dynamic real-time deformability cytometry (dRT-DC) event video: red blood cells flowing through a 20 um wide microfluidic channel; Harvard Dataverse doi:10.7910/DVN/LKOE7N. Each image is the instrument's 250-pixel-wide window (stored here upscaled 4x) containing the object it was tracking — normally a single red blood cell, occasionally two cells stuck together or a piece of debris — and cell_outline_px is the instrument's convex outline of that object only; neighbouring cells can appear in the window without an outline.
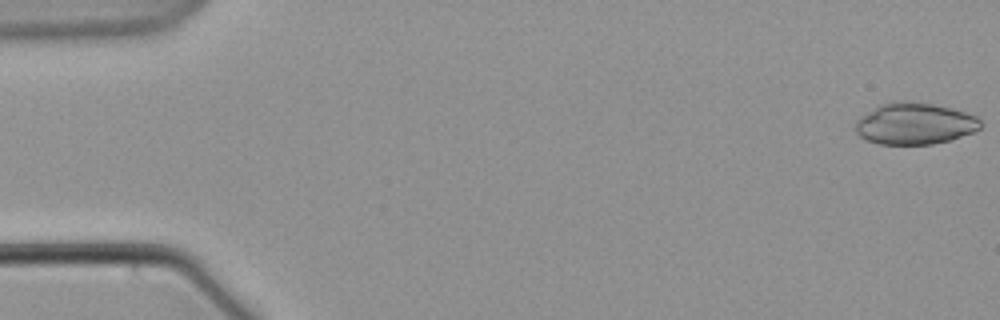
{"species": "common noctule bat (a hibernating species)", "species_latin": "Nyctalus noctula", "temperature_condition": "warm", "stored_images_in_passage": 59, "camera_frame_rate_fps": 3000, "um_per_image_px": 0.085, "animal": {"sex": "male", "body_mass_g": 21.5, "forearm_length_mm": 52.0}, "frame": {"image": 1, "passage_image": 1, "time_ms": 0.0, "image_size_px": [1000, 320], "cell_outline_px": [[984, 124], [980, 128], [972, 132], [952, 140], [932, 144], [880, 144], [868, 140], [860, 136], [856, 132], [856, 120], [860, 116], [880, 104], [900, 100], [904, 100], [932, 104], [964, 112], [976, 116]], "centroid_in_image_um": [77.75, 10.51], "position_along_channel_um": 7.3, "area_um2": 30.23}}
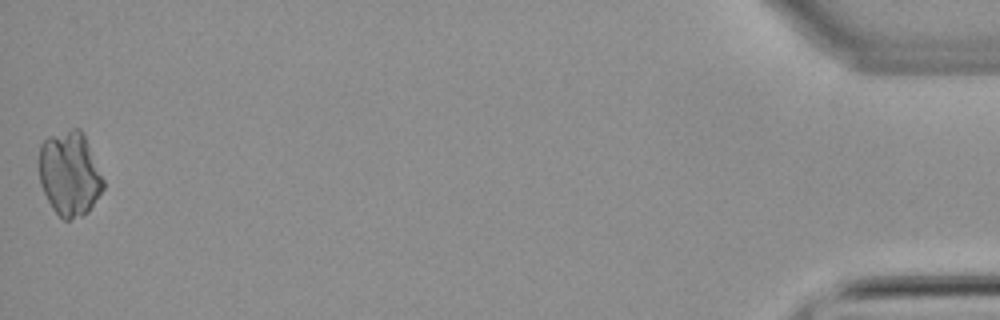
{"frame": {"image": 2, "passage_image": 59, "time_ms": 19.333, "image_size_px": [1000, 320], "cell_outline_px": [[104, 188], [88, 212], [84, 216], [68, 220], [64, 220], [52, 208], [40, 184], [40, 144], [48, 136], [72, 128], [80, 128], [84, 136], [104, 180]], "centroid_in_image_um": [5.92, 14.78], "position_along_channel_um": 429.3, "area_um2": 31.39}}